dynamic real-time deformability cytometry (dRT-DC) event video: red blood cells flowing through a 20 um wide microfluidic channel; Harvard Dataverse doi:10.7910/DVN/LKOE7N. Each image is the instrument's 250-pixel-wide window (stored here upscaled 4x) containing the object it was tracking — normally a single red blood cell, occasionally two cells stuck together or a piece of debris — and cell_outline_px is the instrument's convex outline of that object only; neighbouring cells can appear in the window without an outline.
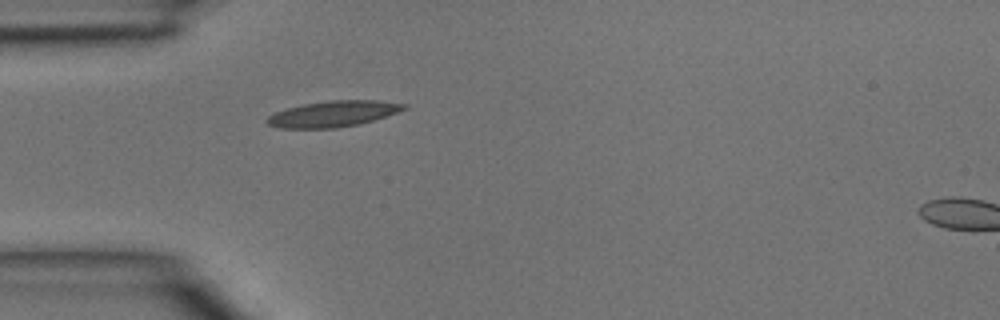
{"species": "common noctule bat (a hibernating species)", "species_latin": "Nyctalus noctula", "temperature_condition": "room temperature", "stored_images_in_passage": 2, "segment_of_instrument_passage": [1, 2], "camera_frame_rate_fps": 3000, "um_per_image_px": 0.085, "animal": {"sex": "male", "body_mass_g": 15.6}, "frame": {"image": 1, "passage_image": 1, "time_ms": 0.0, "image_size_px": [1000, 320], "cell_outline_px": [[408, 108], [372, 120], [356, 124], [336, 128], [280, 128], [268, 124], [264, 120], [268, 116], [276, 112], [288, 108], [304, 104], [328, 100], [376, 100], [408, 104]], "centroid_in_image_um": [28.3, 9.67], "position_along_channel_um": 56.7, "area_um2": 20.46}}